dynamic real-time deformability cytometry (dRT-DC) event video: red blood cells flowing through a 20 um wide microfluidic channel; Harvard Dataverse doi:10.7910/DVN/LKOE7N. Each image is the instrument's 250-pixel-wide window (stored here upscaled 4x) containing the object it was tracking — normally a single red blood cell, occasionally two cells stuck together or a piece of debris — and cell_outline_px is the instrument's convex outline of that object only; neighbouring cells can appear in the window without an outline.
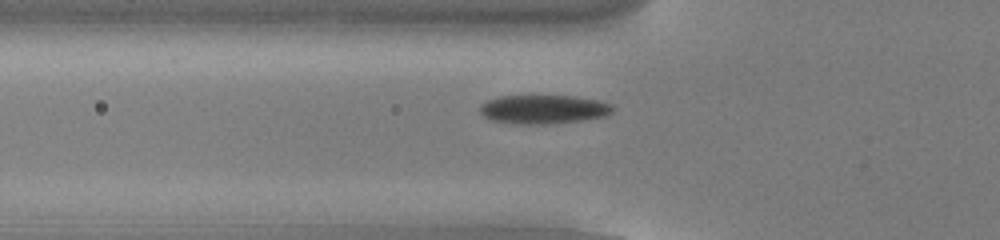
{"species": "common noctule bat (a hibernating species)", "species_latin": "Nyctalus noctula", "temperature_condition": "cold", "stored_images_in_passage": 8, "camera_frame_rate_fps": 3000, "um_per_image_px": 0.085, "animal": {"sex": "male", "body_mass_g": 13.0, "forearm_length_mm": 53.1}, "frame": {"image": 1, "passage_image": 3, "time_ms": 0.667, "image_size_px": [1000, 240], "cell_outline_px": [[612, 112], [604, 116], [580, 120], [548, 124], [524, 124], [492, 120], [484, 116], [480, 112], [480, 104], [488, 100], [500, 96], [572, 96], [596, 100], [612, 104]], "centroid_in_image_um": [46.17, 9.29], "position_along_channel_um": 79.6, "area_um2": 21.96}}
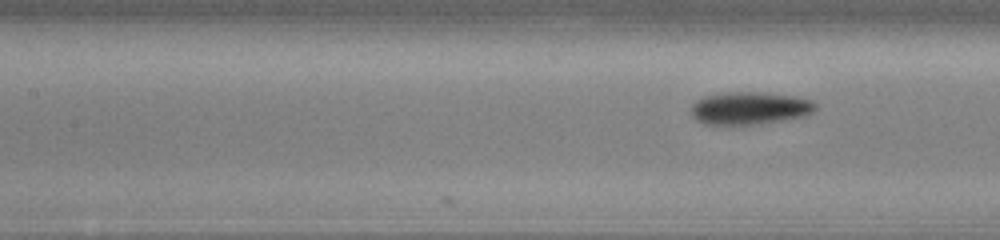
{"frame": {"image": 2, "passage_image": 8, "time_ms": 2.333, "image_size_px": [1000, 240], "cell_outline_px": [[816, 108], [812, 112], [804, 116], [760, 124], [704, 124], [696, 120], [692, 116], [692, 104], [696, 100], [704, 96], [732, 92], [752, 92], [796, 96], [812, 100], [816, 104]], "centroid_in_image_um": [63.72, 9.2], "position_along_channel_um": 143.7, "area_um2": 23.47}}